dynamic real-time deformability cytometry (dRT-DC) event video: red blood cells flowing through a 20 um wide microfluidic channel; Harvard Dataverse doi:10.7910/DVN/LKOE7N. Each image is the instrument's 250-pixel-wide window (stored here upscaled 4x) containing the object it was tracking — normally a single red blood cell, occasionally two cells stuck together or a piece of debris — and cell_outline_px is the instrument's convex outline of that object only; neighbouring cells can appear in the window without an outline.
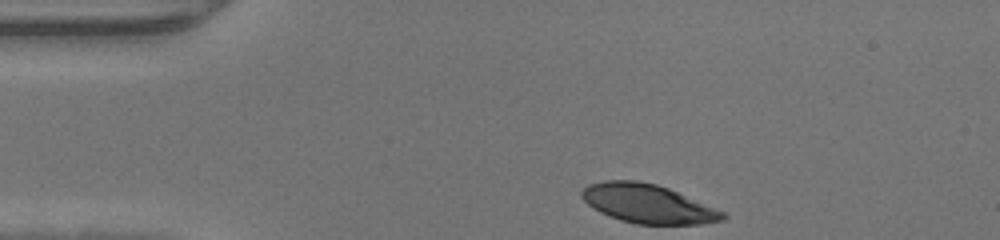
{"species": "human", "species_latin": "Homo sapiens", "temperature_condition": "warm", "stored_images_in_passage": 2, "camera_frame_rate_fps": 3000, "um_per_image_px": 0.085, "donor": {"sex": "male"}, "frame": {"image": 1, "passage_image": 1, "time_ms": 0.0, "image_size_px": [1000, 240], "cell_outline_px": [[728, 216], [724, 220], [700, 224], [636, 224], [620, 220], [608, 216], [592, 208], [580, 196], [580, 192], [588, 184], [604, 180], [636, 180], [656, 184], [668, 188], [724, 212]], "centroid_in_image_um": [55.03, 17.31], "position_along_channel_um": 30.0, "area_um2": 31.91}}